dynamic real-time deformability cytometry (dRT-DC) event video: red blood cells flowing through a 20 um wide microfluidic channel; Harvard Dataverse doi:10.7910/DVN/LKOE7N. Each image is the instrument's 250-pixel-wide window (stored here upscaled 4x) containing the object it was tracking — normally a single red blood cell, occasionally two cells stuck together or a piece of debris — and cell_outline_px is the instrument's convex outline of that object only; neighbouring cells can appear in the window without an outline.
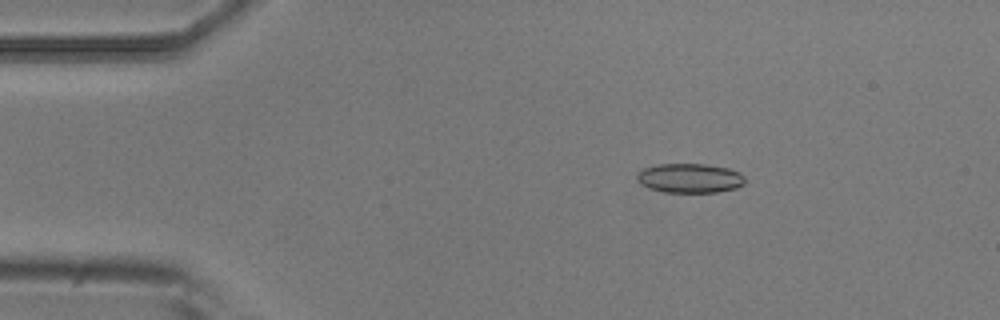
{"species": "common noctule bat (a hibernating species)", "species_latin": "Nyctalus noctula", "temperature_condition": "room temperature", "stored_images_in_passage": 46, "camera_frame_rate_fps": 3000, "um_per_image_px": 0.085, "animal": {"sex": "male", "body_mass_g": 20.5, "forearm_length_mm": 52.5}, "frame": {"image": 1, "passage_image": 1, "time_ms": 0.0, "image_size_px": [1000, 320], "cell_outline_px": [[744, 184], [736, 188], [716, 192], [664, 192], [648, 188], [640, 184], [636, 180], [636, 176], [644, 168], [660, 164], [704, 164], [728, 168], [740, 172], [744, 176]], "centroid_in_image_um": [58.63, 15.15], "position_along_channel_um": 26.4, "area_um2": 18.5}}
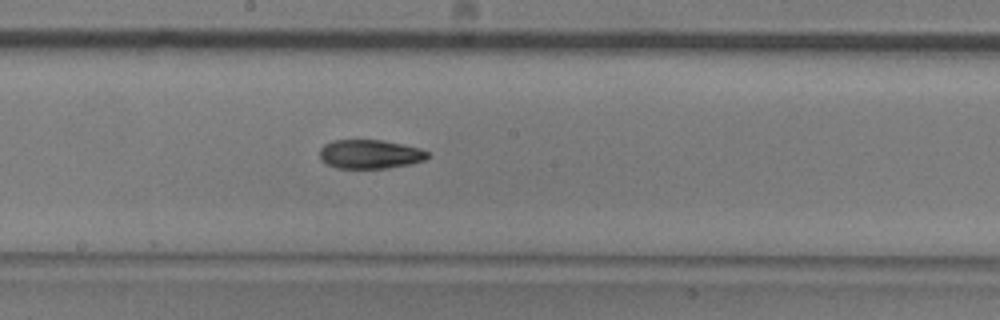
{"frame": {"image": 2, "passage_image": 21, "time_ms": 6.667, "image_size_px": [1000, 320], "cell_outline_px": [[428, 156], [424, 160], [412, 164], [388, 168], [336, 168], [320, 160], [320, 148], [324, 144], [332, 140], [380, 140], [420, 148], [428, 152]], "centroid_in_image_um": [31.42, 13.11], "position_along_channel_um": 216.8, "area_um2": 18.21}}
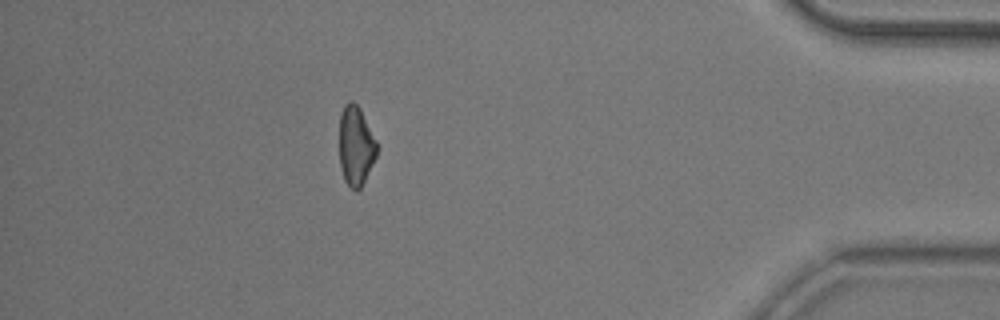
{"frame": {"image": 3, "passage_image": 40, "time_ms": 13.0, "image_size_px": [1000, 320], "cell_outline_px": [[376, 156], [360, 188], [356, 192], [344, 180], [340, 168], [340, 112], [344, 104], [348, 100], [352, 100], [360, 108], [376, 140]], "centroid_in_image_um": [30.22, 12.36], "position_along_channel_um": 405.0, "area_um2": 17.22}, "authors_computed_cell_mechanics": {"area_um2": 18.496, "velocity_mm_per_s": 3.7399, "shape_relaxation_time_tau1_ms": 6.4737, "shape_relaxation_time_tau2_ms": 5.0558, "deformation_change_tau1": 0.1527, "deformation_change_tau2": 0.1162}}